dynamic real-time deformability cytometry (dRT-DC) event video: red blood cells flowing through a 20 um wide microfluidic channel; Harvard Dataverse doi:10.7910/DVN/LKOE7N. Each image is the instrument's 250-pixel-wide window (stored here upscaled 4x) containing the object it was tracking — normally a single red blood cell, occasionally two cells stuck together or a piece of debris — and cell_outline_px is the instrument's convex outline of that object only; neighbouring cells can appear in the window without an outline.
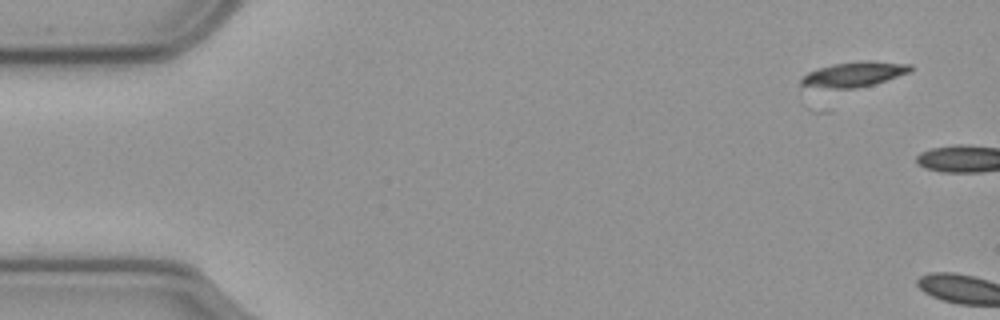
{"species": "common noctule bat (a hibernating species)", "species_latin": "Nyctalus noctula", "temperature_condition": "cold", "stored_images_in_passage": 3, "camera_frame_rate_fps": 3000, "um_per_image_px": 0.085, "animal": {"sex": "male", "body_mass_g": 23.1, "forearm_length_mm": 52.7}, "frame": {"image": 1, "passage_image": 1, "time_ms": 0.0, "image_size_px": [1000, 320], "cell_outline_px": [[912, 68], [908, 72], [872, 84], [856, 88], [832, 88], [800, 84], [800, 80], [808, 72], [832, 64], [864, 60], [868, 60], [912, 64]], "centroid_in_image_um": [72.61, 6.29], "position_along_channel_um": 12.4, "area_um2": 15.43}}